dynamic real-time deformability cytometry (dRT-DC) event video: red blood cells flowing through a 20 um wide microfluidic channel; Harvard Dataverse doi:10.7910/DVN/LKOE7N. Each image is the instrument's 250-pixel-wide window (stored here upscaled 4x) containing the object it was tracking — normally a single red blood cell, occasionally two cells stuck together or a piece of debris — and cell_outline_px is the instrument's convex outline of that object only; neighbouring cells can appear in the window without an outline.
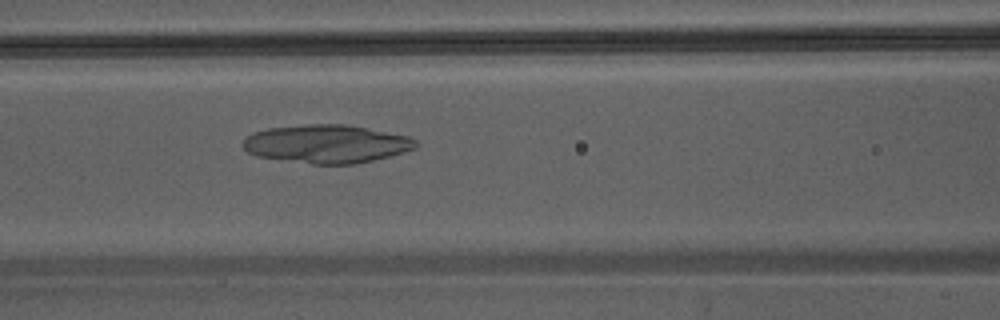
{"species": "Egyptian fruit bat (a non-hibernating species)", "species_latin": "Rousettus aegyptiacus", "temperature_condition": "warm", "stored_images_in_passage": 6, "camera_frame_rate_fps": 3000, "um_per_image_px": 0.085, "animal": {"sex": "male"}, "frame": {"image": 1, "passage_image": 6, "time_ms": 1.667, "image_size_px": [1000, 320], "cell_outline_px": [[420, 144], [416, 148], [404, 152], [372, 160], [352, 164], [312, 164], [256, 156], [248, 152], [240, 144], [244, 136], [268, 128], [308, 124], [344, 124], [408, 136], [416, 140]], "centroid_in_image_um": [27.73, 12.23], "position_along_channel_um": 138.9, "area_um2": 38.49}}